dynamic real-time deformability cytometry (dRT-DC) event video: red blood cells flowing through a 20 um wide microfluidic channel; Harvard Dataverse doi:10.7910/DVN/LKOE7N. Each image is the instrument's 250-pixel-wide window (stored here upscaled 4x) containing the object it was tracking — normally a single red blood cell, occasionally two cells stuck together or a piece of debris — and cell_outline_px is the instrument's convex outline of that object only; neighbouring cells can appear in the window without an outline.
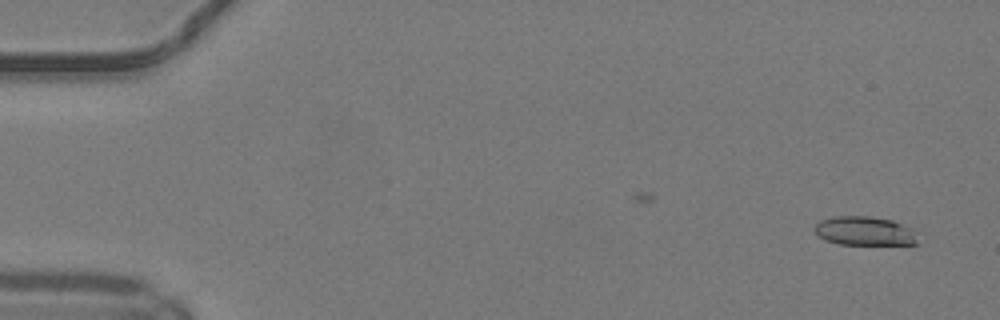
{"species": "common noctule bat (a hibernating species)", "species_latin": "Nyctalus noctula", "temperature_condition": "warm", "stored_images_in_passage": 46, "camera_frame_rate_fps": 3000, "um_per_image_px": 0.085, "animal": {"sex": "male", "body_mass_g": 19.2, "forearm_length_mm": 51.8}, "frame": {"image": 1, "passage_image": 2, "time_ms": 0.333, "image_size_px": [1000, 320], "cell_outline_px": [[920, 244], [840, 244], [824, 240], [812, 228], [820, 220], [832, 216], [872, 216], [892, 220], [912, 228]], "centroid_in_image_um": [73.49, 19.62], "position_along_channel_um": 11.5, "area_um2": 17.51}}
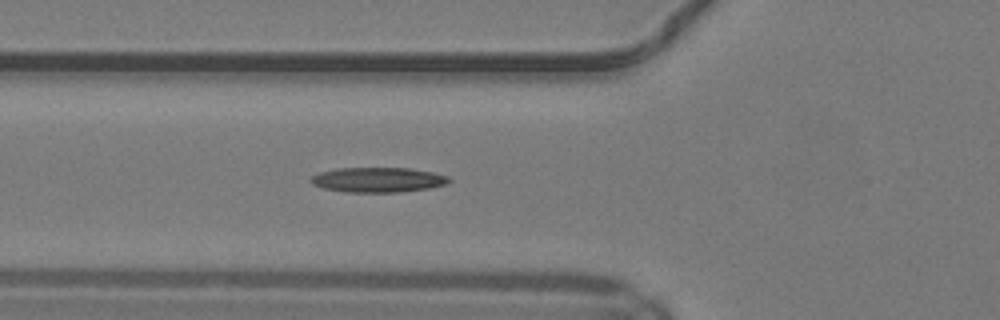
{"frame": {"image": 2, "passage_image": 18, "time_ms": 5.667, "image_size_px": [1000, 320], "cell_outline_px": [[452, 180], [448, 184], [428, 188], [400, 192], [344, 192], [324, 188], [312, 184], [308, 180], [312, 176], [320, 172], [336, 168], [408, 168], [432, 172], [448, 176]], "centroid_in_image_um": [32.12, 15.28], "position_along_channel_um": 93.7, "area_um2": 20.11}}
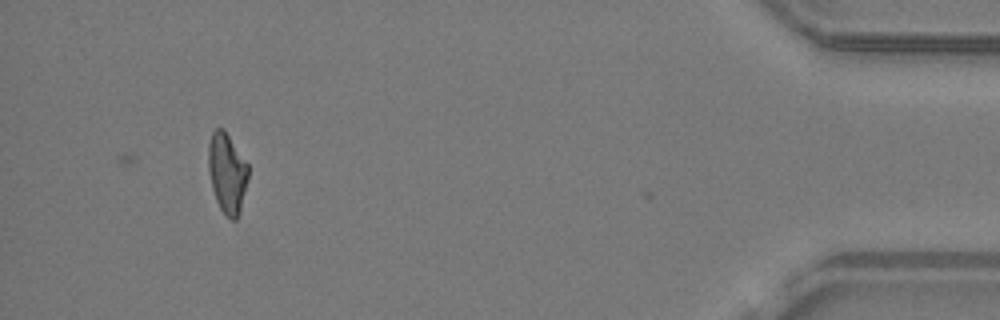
{"frame": {"image": 3, "passage_image": 46, "time_ms": 15.0, "image_size_px": [1000, 320], "cell_outline_px": [[248, 176], [240, 212], [236, 220], [232, 220], [220, 208], [216, 200], [212, 188], [208, 168], [208, 144], [212, 132], [216, 128], [224, 128], [248, 164]], "centroid_in_image_um": [19.3, 14.68], "position_along_channel_um": 415.9, "area_um2": 18.55}}